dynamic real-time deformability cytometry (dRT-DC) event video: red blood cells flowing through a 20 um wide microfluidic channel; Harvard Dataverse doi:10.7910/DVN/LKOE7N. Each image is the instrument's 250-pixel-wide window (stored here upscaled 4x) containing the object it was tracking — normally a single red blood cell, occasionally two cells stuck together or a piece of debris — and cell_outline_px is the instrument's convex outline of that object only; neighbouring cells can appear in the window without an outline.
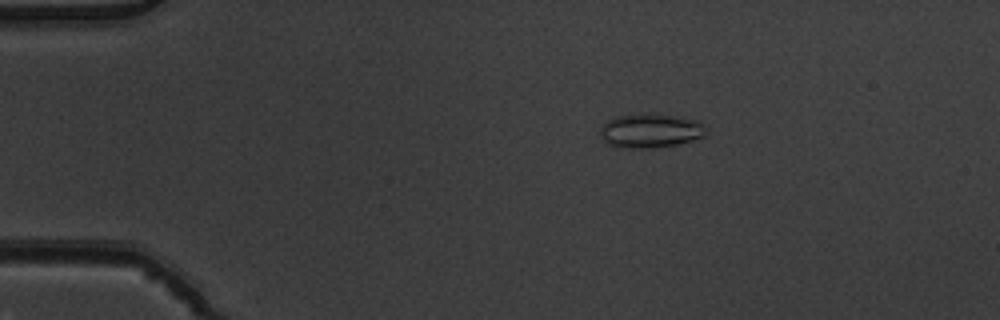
{"species": "common noctule bat (a hibernating species)", "species_latin": "Nyctalus noctula", "temperature_condition": "warm", "stored_images_in_passage": 6, "camera_frame_rate_fps": 3000, "um_per_image_px": 0.085, "animal": {"sex": "male", "body_mass_g": 19.5, "forearm_length_mm": 54.6}, "frame": {"image": 1, "passage_image": 3, "time_ms": 0.667, "image_size_px": [1000, 320], "cell_outline_px": [[708, 132], [704, 136], [692, 140], [676, 144], [652, 148], [632, 148], [608, 144], [604, 140], [600, 132], [600, 128], [608, 120], [616, 116], [672, 116], [700, 120], [704, 124]], "centroid_in_image_um": [55.34, 11.14], "position_along_channel_um": 29.7, "area_um2": 20.29}}
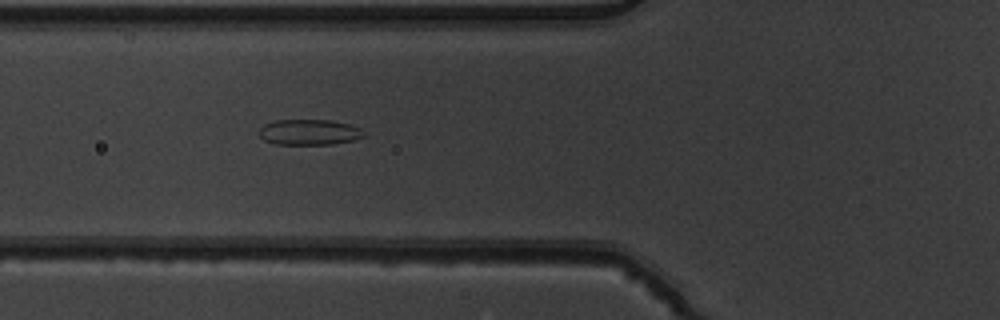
{"frame": {"image": 2, "passage_image": 6, "time_ms": 1.667, "image_size_px": [1000, 320], "cell_outline_px": [[364, 136], [352, 140], [332, 144], [276, 144], [264, 140], [260, 136], [260, 128], [264, 124], [276, 120], [332, 120], [348, 124], [360, 128], [364, 132]], "centroid_in_image_um": [26.27, 11.23], "position_along_channel_um": 99.5, "area_um2": 15.49}}